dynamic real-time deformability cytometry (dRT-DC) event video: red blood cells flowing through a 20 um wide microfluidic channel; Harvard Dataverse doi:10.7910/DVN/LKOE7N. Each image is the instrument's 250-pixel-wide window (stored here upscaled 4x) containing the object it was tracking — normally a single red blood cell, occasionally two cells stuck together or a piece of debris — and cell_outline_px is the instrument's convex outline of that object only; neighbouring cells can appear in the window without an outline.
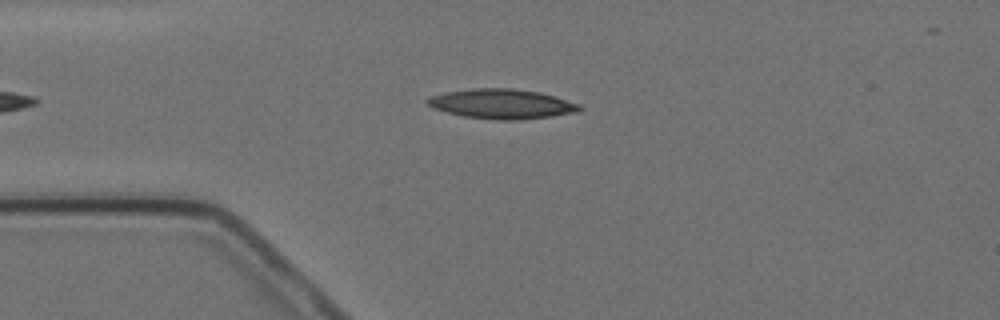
{"species": "Egyptian fruit bat (a non-hibernating species)", "species_latin": "Rousettus aegyptiacus", "temperature_condition": "cold", "stored_images_in_passage": 7, "camera_frame_rate_fps": 3000, "um_per_image_px": 0.085, "animal": {"sex": "female"}, "frame": {"image": 1, "passage_image": 1, "time_ms": 0.0, "image_size_px": [1000, 320], "cell_outline_px": [[584, 108], [580, 112], [552, 116], [520, 120], [496, 120], [464, 116], [432, 108], [424, 100], [428, 96], [444, 92], [472, 88], [512, 88], [540, 92], [580, 104]], "centroid_in_image_um": [42.65, 8.83], "position_along_channel_um": 42.3, "area_um2": 26.59}}
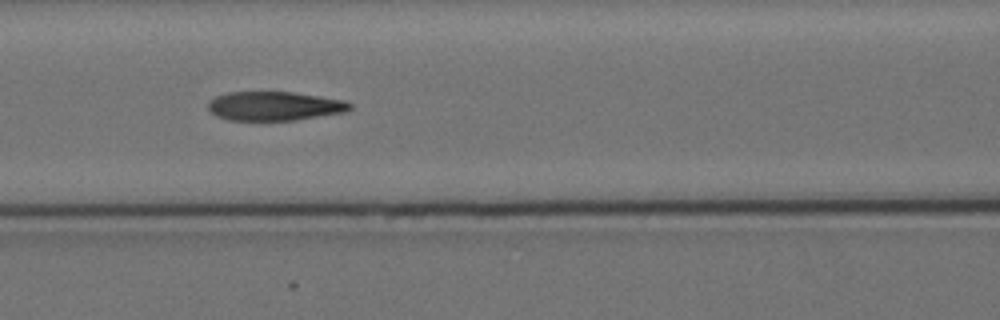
{"frame": {"image": 2, "passage_image": 4, "time_ms": 3.333, "image_size_px": [1000, 320], "cell_outline_px": [[352, 108], [344, 112], [296, 120], [228, 120], [216, 116], [208, 108], [208, 104], [216, 96], [228, 92], [292, 92], [344, 100], [352, 104]], "centroid_in_image_um": [23.33, 9.01], "position_along_channel_um": 143.3, "area_um2": 23.81}}
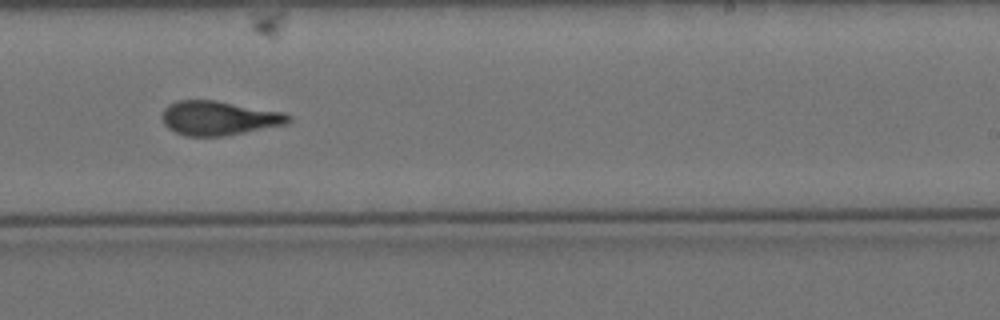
{"frame": {"image": 3, "passage_image": 7, "time_ms": 7.0, "image_size_px": [1000, 320], "cell_outline_px": [[292, 120], [288, 124], [224, 136], [184, 136], [168, 128], [164, 124], [160, 116], [164, 108], [168, 104], [176, 100], [216, 100], [284, 112], [292, 116]], "centroid_in_image_um": [18.6, 10.03], "position_along_channel_um": 270.4, "area_um2": 25.55}}